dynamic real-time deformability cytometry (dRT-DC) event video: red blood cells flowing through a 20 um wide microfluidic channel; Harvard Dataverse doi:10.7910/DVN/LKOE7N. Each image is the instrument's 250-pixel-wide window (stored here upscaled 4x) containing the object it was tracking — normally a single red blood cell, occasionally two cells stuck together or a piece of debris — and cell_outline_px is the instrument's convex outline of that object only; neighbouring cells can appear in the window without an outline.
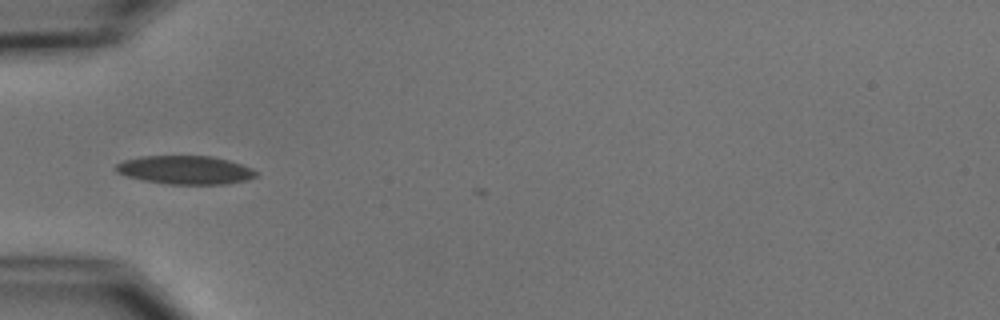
{"species": "common noctule bat (a hibernating species)", "species_latin": "Nyctalus noctula", "temperature_condition": "cold", "stored_images_in_passage": 5, "camera_frame_rate_fps": 3000, "um_per_image_px": 0.085, "animal": {"sex": "male", "body_mass_g": 15.6}, "frame": {"image": 1, "passage_image": 4, "time_ms": 4.333, "image_size_px": [1000, 320], "cell_outline_px": [[256, 176], [248, 180], [224, 184], [168, 184], [144, 180], [128, 176], [116, 172], [112, 168], [116, 164], [124, 160], [140, 156], [212, 156], [228, 160], [252, 168], [256, 172]], "centroid_in_image_um": [15.72, 14.44], "position_along_channel_um": 69.3, "area_um2": 23.24}}